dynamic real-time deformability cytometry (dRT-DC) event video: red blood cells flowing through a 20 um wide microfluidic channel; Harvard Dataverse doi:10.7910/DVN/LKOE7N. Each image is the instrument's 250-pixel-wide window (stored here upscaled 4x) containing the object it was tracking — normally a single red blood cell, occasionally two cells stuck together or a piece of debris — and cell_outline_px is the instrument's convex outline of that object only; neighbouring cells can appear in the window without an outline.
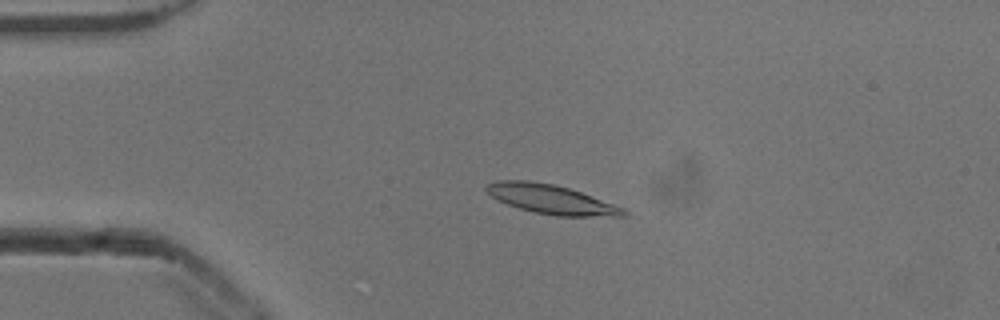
{"species": "common noctule bat (a hibernating species)", "species_latin": "Nyctalus noctula", "temperature_condition": "cold", "stored_images_in_passage": 54, "camera_frame_rate_fps": 3000, "um_per_image_px": 0.085, "animal": {"sex": "male", "body_mass_g": 13.3}, "frame": {"image": 1, "passage_image": 13, "time_ms": 4.0, "image_size_px": [1000, 320], "cell_outline_px": [[628, 216], [556, 216], [536, 212], [520, 208], [508, 204], [492, 196], [484, 188], [488, 184], [496, 180], [528, 180], [556, 184], [580, 192], [624, 208], [628, 212]], "centroid_in_image_um": [46.86, 16.93], "position_along_channel_um": 38.1, "area_um2": 23.06}}
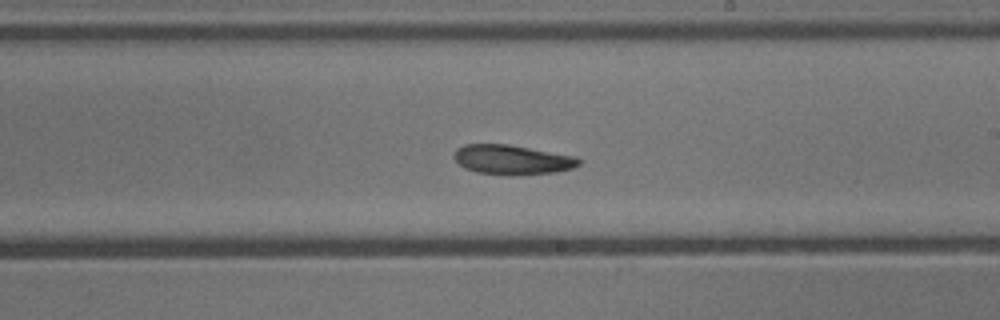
{"frame": {"image": 2, "passage_image": 32, "time_ms": 10.333, "image_size_px": [1000, 320], "cell_outline_px": [[580, 164], [572, 168], [556, 172], [476, 172], [464, 168], [456, 160], [456, 148], [464, 144], [508, 144], [576, 156], [580, 160]], "centroid_in_image_um": [43.54, 13.51], "position_along_channel_um": 245.5, "area_um2": 20.4}}
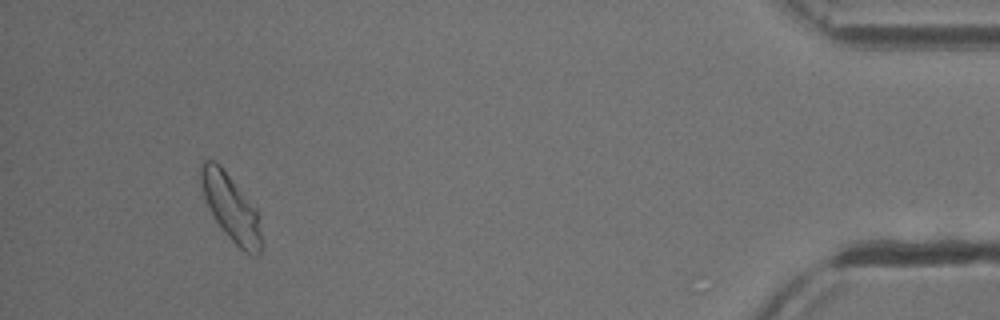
{"frame": {"image": 3, "passage_image": 51, "time_ms": 16.667, "image_size_px": [1000, 320], "cell_outline_px": [[260, 256], [256, 256], [244, 252], [228, 236], [216, 220], [204, 196], [200, 184], [200, 160], [212, 160], [220, 164], [256, 208], [260, 232]], "centroid_in_image_um": [19.61, 17.6], "position_along_channel_um": 415.6, "area_um2": 22.95}, "authors_computed_cell_mechanics": {"area_um2": 22.3975, "velocity_mm_per_s": 3.8123, "shape_relaxation_time_tau1_ms": null, "shape_relaxation_time_tau2_ms": 10.336, "deformation_change_tau1": null, "deformation_change_tau2": 0.192}}